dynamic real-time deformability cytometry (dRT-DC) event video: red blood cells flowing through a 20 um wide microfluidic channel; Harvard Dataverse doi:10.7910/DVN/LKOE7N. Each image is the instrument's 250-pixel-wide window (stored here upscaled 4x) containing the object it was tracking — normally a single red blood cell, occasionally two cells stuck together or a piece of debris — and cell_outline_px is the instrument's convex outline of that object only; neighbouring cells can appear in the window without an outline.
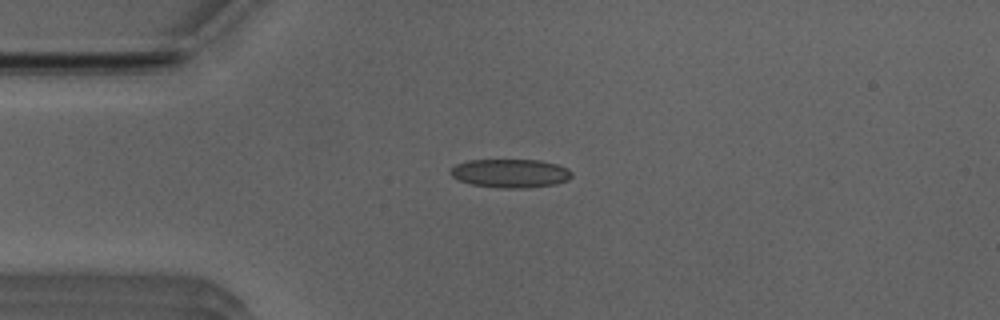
{"species": "Egyptian fruit bat (a non-hibernating species)", "species_latin": "Rousettus aegyptiacus", "temperature_condition": "room temperature", "stored_images_in_passage": 41, "camera_frame_rate_fps": 3000, "um_per_image_px": 0.085, "animal": {"sex": "male"}, "frame": {"image": 1, "passage_image": 2, "time_ms": 0.333, "image_size_px": [1000, 320], "cell_outline_px": [[572, 176], [568, 180], [556, 184], [524, 188], [500, 188], [472, 184], [460, 180], [452, 176], [448, 172], [456, 164], [468, 160], [540, 160], [556, 164], [568, 168], [572, 172]], "centroid_in_image_um": [43.4, 14.73], "position_along_channel_um": 41.6, "area_um2": 20.23}}
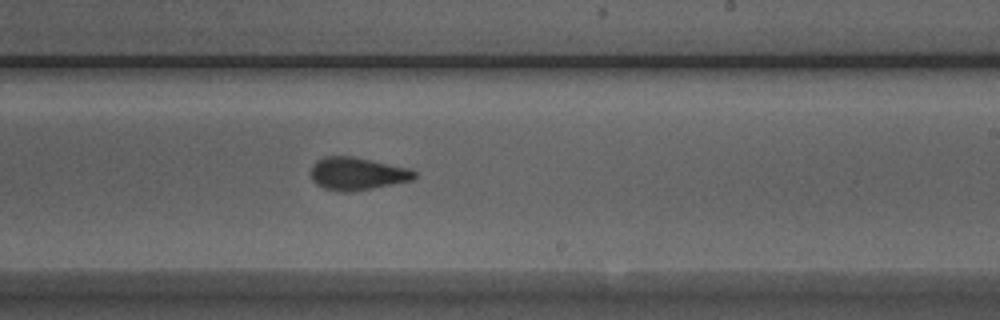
{"frame": {"image": 2, "passage_image": 20, "time_ms": 6.333, "image_size_px": [1000, 320], "cell_outline_px": [[416, 176], [412, 180], [352, 192], [344, 192], [324, 188], [316, 184], [312, 180], [312, 164], [316, 160], [324, 156], [352, 156], [408, 168], [416, 172]], "centroid_in_image_um": [30.33, 14.76], "position_along_channel_um": 258.7, "area_um2": 19.59}}
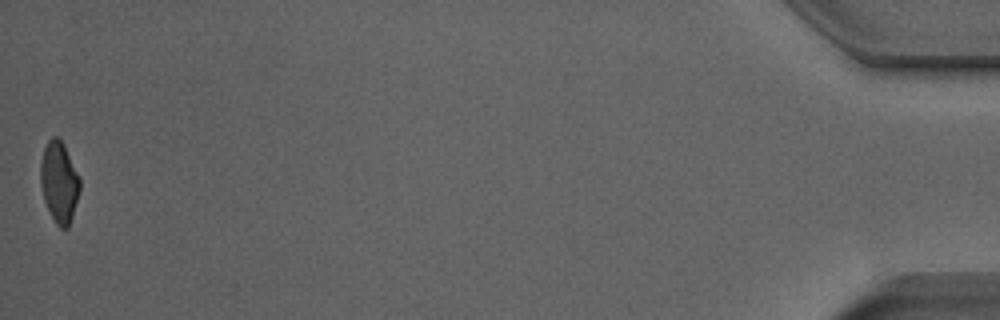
{"frame": {"image": 3, "passage_image": 41, "time_ms": 13.333, "image_size_px": [1000, 320], "cell_outline_px": [[80, 188], [72, 216], [68, 228], [60, 228], [56, 224], [44, 200], [40, 180], [40, 164], [44, 148], [48, 140], [52, 136], [56, 136], [64, 144], [80, 180]], "centroid_in_image_um": [5.01, 15.46], "position_along_channel_um": 430.2, "area_um2": 18.26}, "authors_computed_cell_mechanics": {"area_um2": 19.5364, "velocity_mm_per_s": 3.9519, "shape_relaxation_time_tau1_ms": 9.5408, "shape_relaxation_time_tau2_ms": 1.3851, "deformation_change_tau1": 0.2168, "deformation_change_tau2": 0.0893}}